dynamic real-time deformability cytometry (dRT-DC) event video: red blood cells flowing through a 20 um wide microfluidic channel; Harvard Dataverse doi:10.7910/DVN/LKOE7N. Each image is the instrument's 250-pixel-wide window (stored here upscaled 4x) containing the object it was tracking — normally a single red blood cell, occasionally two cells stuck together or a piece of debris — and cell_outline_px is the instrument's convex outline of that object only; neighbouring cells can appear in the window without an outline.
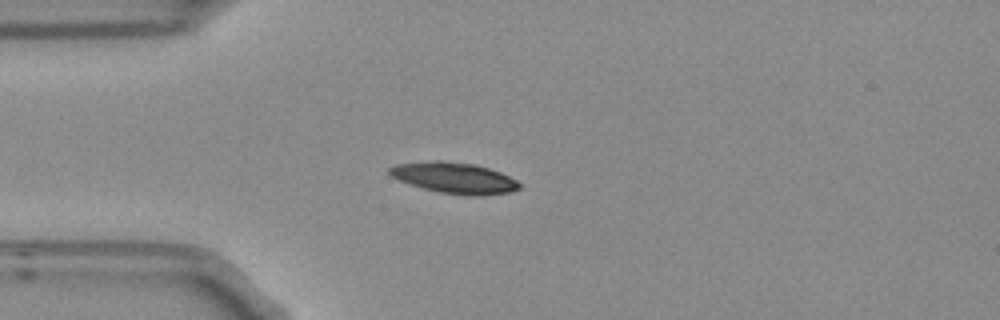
{"species": "Egyptian fruit bat (a non-hibernating species)", "species_latin": "Rousettus aegyptiacus", "temperature_condition": "room temperature", "stored_images_in_passage": 4, "camera_frame_rate_fps": 3000, "um_per_image_px": 0.085, "frame": {"image": 1, "passage_image": 4, "time_ms": 1.0, "image_size_px": [1000, 320], "cell_outline_px": [[520, 188], [512, 192], [480, 196], [464, 196], [440, 192], [424, 188], [400, 180], [392, 176], [388, 172], [388, 168], [396, 164], [432, 160], [440, 160], [472, 164], [488, 168], [500, 172], [516, 180], [520, 184]], "centroid_in_image_um": [38.64, 15.12], "position_along_channel_um": 46.4, "area_um2": 23.35}}